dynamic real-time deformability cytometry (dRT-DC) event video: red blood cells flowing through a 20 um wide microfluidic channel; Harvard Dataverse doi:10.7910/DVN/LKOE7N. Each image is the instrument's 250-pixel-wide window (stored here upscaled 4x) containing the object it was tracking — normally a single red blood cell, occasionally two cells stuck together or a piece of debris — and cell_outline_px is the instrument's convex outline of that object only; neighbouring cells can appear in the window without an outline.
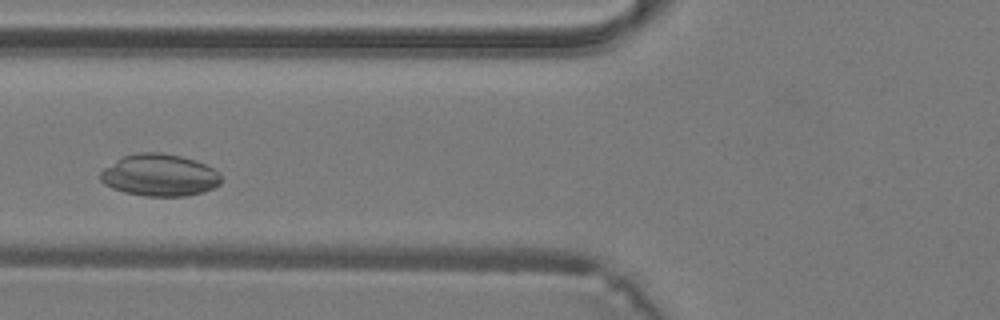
{"species": "common noctule bat (a hibernating species)", "species_latin": "Nyctalus noctula", "temperature_condition": "warm", "stored_images_in_passage": 7, "camera_frame_rate_fps": 3000, "um_per_image_px": 0.085, "animal": {"sex": "male", "body_mass_g": 19.2, "forearm_length_mm": 51.8}, "frame": {"image": 1, "passage_image": 5, "time_ms": 1.333, "image_size_px": [1000, 320], "cell_outline_px": [[220, 184], [204, 192], [184, 196], [144, 196], [124, 192], [112, 188], [104, 184], [100, 180], [100, 172], [104, 168], [116, 160], [124, 156], [140, 152], [160, 152], [180, 156], [196, 160], [220, 172]], "centroid_in_image_um": [13.55, 14.89], "position_along_channel_um": 112.2, "area_um2": 29.59}}